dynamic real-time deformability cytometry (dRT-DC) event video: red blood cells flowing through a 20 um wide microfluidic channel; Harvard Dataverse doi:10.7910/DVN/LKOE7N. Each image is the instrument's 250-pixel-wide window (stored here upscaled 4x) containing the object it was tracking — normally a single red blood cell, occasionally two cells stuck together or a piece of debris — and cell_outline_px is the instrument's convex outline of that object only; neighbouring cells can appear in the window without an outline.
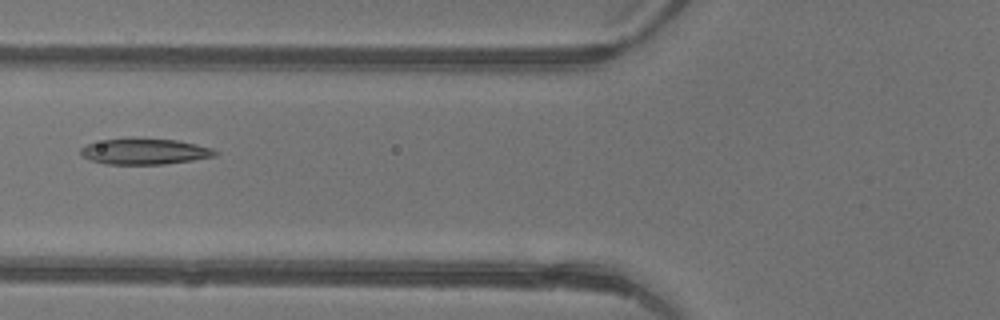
{"species": "common noctule bat (a hibernating species)", "species_latin": "Nyctalus noctula", "temperature_condition": "warm", "stored_images_in_passage": 2, "camera_frame_rate_fps": 3000, "um_per_image_px": 0.085, "animal": {"sex": "female"}, "frame": {"image": 1, "passage_image": 2, "time_ms": 0.333, "image_size_px": [1000, 320], "cell_outline_px": [[220, 152], [216, 156], [192, 160], [164, 164], [104, 164], [88, 160], [80, 156], [80, 148], [88, 144], [104, 140], [128, 136], [132, 136], [176, 140], [196, 144], [212, 148]], "centroid_in_image_um": [12.26, 12.85], "position_along_channel_um": 113.5, "area_um2": 20.92}}